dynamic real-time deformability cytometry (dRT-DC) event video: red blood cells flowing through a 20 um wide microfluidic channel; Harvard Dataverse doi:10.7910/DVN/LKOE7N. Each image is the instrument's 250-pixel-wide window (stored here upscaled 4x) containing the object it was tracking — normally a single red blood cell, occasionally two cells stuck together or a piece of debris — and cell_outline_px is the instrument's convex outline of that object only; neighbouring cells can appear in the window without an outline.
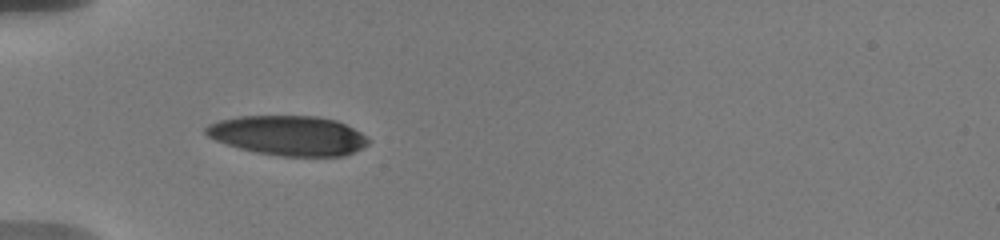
{"species": "human", "species_latin": "Homo sapiens", "temperature_condition": "warm", "stored_images_in_passage": 3, "camera_frame_rate_fps": 3000, "um_per_image_px": 0.085, "donor": {"sex": "male"}, "frame": {"image": 1, "passage_image": 1, "time_ms": 0.0, "image_size_px": [1000, 240], "cell_outline_px": [[372, 140], [368, 144], [344, 156], [280, 156], [256, 152], [240, 148], [216, 140], [208, 136], [204, 132], [204, 128], [208, 124], [220, 120], [236, 116], [316, 116], [336, 120], [368, 136]], "centroid_in_image_um": [24.51, 11.51], "position_along_channel_um": 60.5, "area_um2": 37.57}}
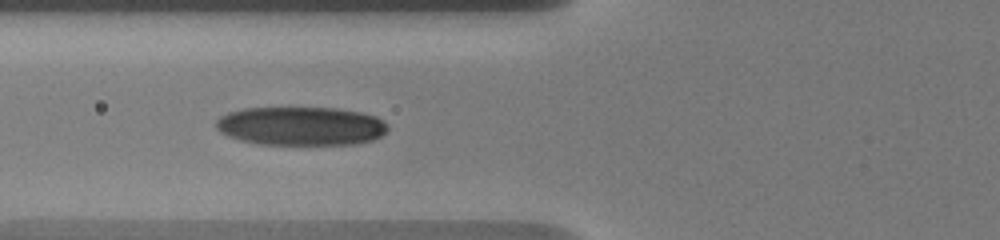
{"frame": {"image": 2, "passage_image": 2, "time_ms": 1.333, "image_size_px": [1000, 240], "cell_outline_px": [[388, 128], [380, 136], [372, 140], [356, 144], [260, 144], [240, 140], [228, 136], [220, 132], [216, 128], [216, 120], [220, 116], [228, 112], [244, 108], [336, 108], [360, 112], [376, 116], [388, 124]], "centroid_in_image_um": [25.57, 10.71], "position_along_channel_um": 100.2, "area_um2": 38.73}}
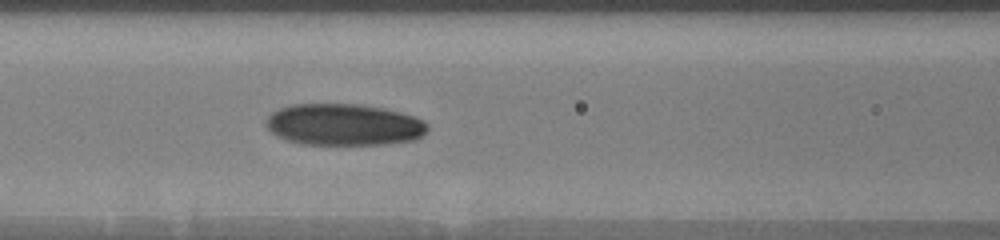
{"frame": {"image": 3, "passage_image": 3, "time_ms": 2.333, "image_size_px": [1000, 240], "cell_outline_px": [[428, 128], [416, 140], [388, 144], [304, 144], [284, 140], [276, 136], [264, 124], [268, 116], [272, 112], [280, 108], [292, 104], [360, 104], [384, 108], [416, 116], [424, 120], [428, 124]], "centroid_in_image_um": [29.23, 10.59], "position_along_channel_um": 137.4, "area_um2": 39.48}}